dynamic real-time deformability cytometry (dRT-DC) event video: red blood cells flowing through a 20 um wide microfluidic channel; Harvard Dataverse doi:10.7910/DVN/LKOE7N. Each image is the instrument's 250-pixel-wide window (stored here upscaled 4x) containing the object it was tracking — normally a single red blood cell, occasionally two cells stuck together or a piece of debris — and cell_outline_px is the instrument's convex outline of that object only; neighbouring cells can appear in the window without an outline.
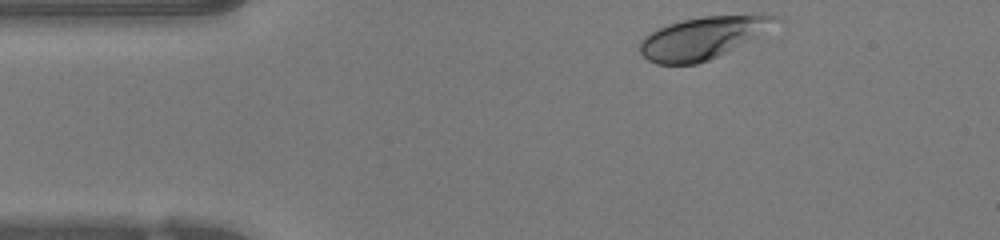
{"species": "human", "species_latin": "Homo sapiens", "temperature_condition": "warm", "stored_images_in_passage": 35, "camera_frame_rate_fps": 3000, "um_per_image_px": 0.085, "donor": {"sex": "female"}, "frame": {"image": 1, "passage_image": 1, "time_ms": 0.0, "image_size_px": [1000, 240], "cell_outline_px": [[784, 20], [756, 36], [708, 60], [696, 64], [656, 64], [648, 60], [640, 52], [640, 40], [644, 36], [656, 28], [680, 20], [704, 16], [780, 16]], "centroid_in_image_um": [59.65, 3.21], "position_along_channel_um": 25.4, "area_um2": 32.54}}
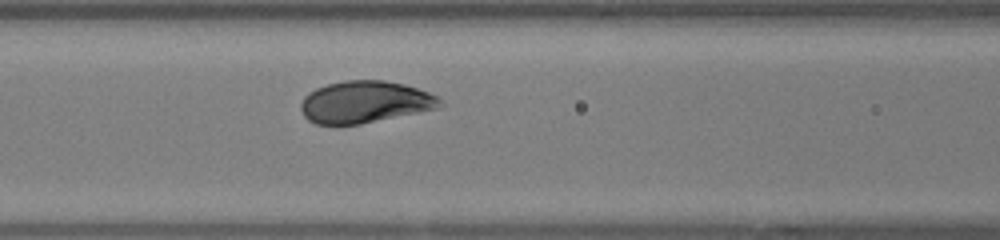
{"frame": {"image": 2, "passage_image": 13, "time_ms": 4.0, "image_size_px": [1000, 240], "cell_outline_px": [[444, 104], [436, 108], [360, 124], [316, 124], [308, 120], [304, 116], [300, 108], [300, 104], [304, 96], [308, 92], [316, 88], [328, 84], [344, 80], [384, 80], [404, 84], [428, 92], [436, 96]], "centroid_in_image_um": [30.97, 8.66], "position_along_channel_um": 135.6, "area_um2": 33.76}}
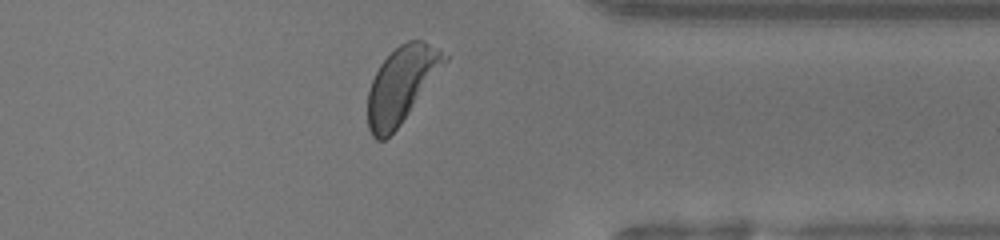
{"frame": {"image": 3, "passage_image": 31, "time_ms": 10.0, "image_size_px": [1000, 240], "cell_outline_px": [[448, 60], [400, 124], [384, 140], [376, 140], [372, 136], [368, 128], [368, 92], [372, 80], [380, 64], [400, 44], [408, 40], [424, 40], [448, 56]], "centroid_in_image_um": [34.11, 7.19], "position_along_channel_um": 377.3, "area_um2": 33.23}, "authors_computed_cell_mechanics": {"area_um2": 33.8708, "velocity_mm_per_s": 4.208, "shape_relaxation_time_tau1_ms": 1.6707, "shape_relaxation_time_tau2_ms": null, "deformation_change_tau1": 0.1228, "deformation_change_tau2": null}}